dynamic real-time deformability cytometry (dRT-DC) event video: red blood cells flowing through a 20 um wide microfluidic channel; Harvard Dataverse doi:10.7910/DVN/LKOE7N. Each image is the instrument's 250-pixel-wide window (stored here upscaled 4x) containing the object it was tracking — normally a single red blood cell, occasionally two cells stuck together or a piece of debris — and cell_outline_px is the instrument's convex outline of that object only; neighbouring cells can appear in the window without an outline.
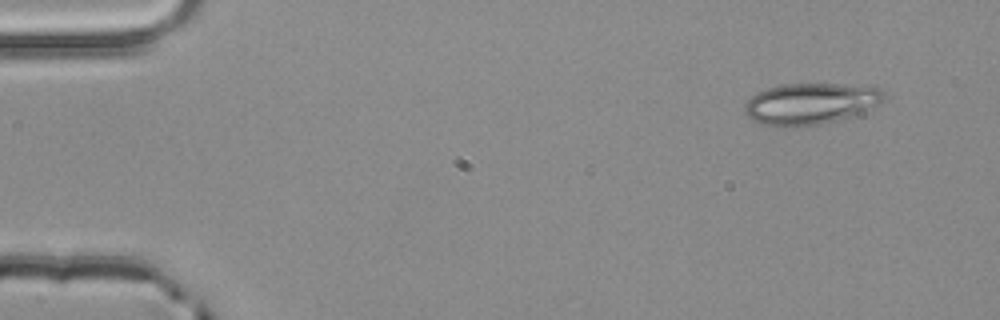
{"species": "common noctule bat (a hibernating species)", "species_latin": "Nyctalus noctula", "temperature_condition": "room temperature", "stored_images_in_passage": 3, "camera_frame_rate_fps": 3000, "um_per_image_px": 0.085, "animal": {"sex": "male", "body_mass_g": 20.4}, "frame": {"image": 1, "passage_image": 1, "time_ms": 0.0, "image_size_px": [1000, 320], "cell_outline_px": [[888, 96], [880, 104], [864, 112], [852, 116], [820, 124], [796, 128], [792, 128], [764, 124], [752, 120], [744, 112], [744, 104], [756, 92], [768, 88], [784, 84], [840, 84], [880, 88]], "centroid_in_image_um": [68.91, 8.82], "position_along_channel_um": 16.1, "area_um2": 33.81}}